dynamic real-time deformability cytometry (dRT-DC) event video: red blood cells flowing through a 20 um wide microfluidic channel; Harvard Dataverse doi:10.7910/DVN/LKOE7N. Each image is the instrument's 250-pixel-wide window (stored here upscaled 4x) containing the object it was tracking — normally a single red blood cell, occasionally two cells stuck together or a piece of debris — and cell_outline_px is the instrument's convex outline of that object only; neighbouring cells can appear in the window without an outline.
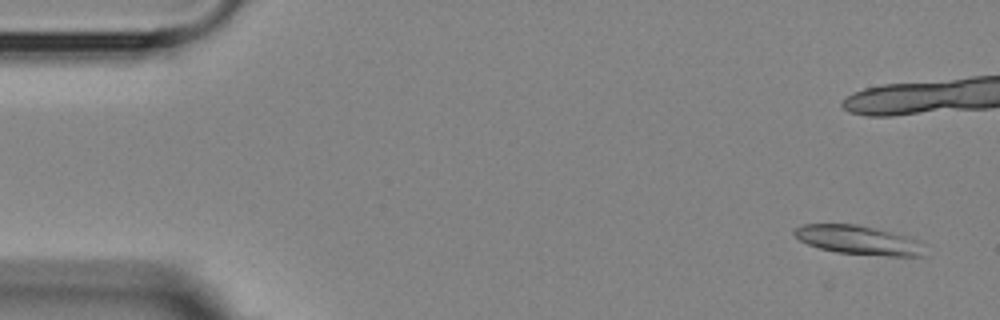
{"species": "Egyptian fruit bat (a non-hibernating species)", "species_latin": "Rousettus aegyptiacus", "temperature_condition": "room temperature", "stored_images_in_passage": 4, "camera_frame_rate_fps": 3000, "um_per_image_px": 0.085, "animal": {"sex": "female"}, "frame": {"image": 1, "passage_image": 1, "time_ms": 0.0, "image_size_px": [1000, 320], "cell_outline_px": [[924, 256], [888, 256], [836, 252], [820, 248], [808, 244], [800, 240], [792, 232], [800, 224], [856, 224], [908, 236], [924, 244]], "centroid_in_image_um": [72.98, 20.4], "position_along_channel_um": 12.0, "area_um2": 21.91}}